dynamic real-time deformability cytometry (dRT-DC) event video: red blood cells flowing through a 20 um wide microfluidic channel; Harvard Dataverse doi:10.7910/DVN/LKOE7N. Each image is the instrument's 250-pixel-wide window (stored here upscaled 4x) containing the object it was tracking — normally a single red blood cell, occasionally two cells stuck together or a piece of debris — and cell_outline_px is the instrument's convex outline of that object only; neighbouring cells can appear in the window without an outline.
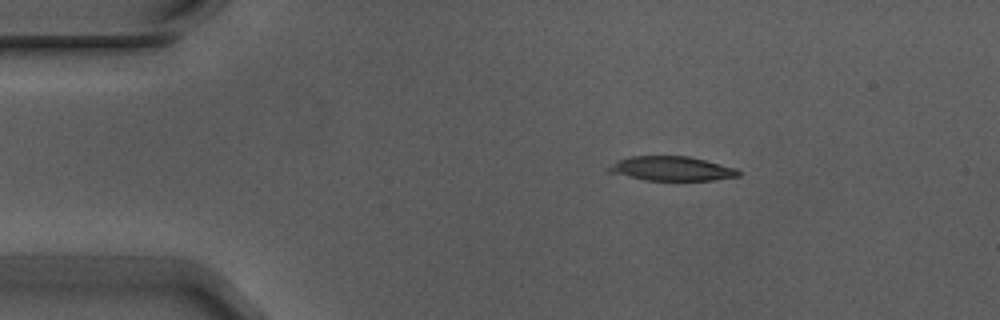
{"species": "Egyptian fruit bat (a non-hibernating species)", "species_latin": "Rousettus aegyptiacus", "temperature_condition": "warm", "stored_images_in_passage": 8, "camera_frame_rate_fps": 3000, "um_per_image_px": 0.085, "animal": {"sex": "male"}, "frame": {"image": 1, "passage_image": 1, "time_ms": 0.0, "image_size_px": [1000, 320], "cell_outline_px": [[740, 176], [712, 180], [644, 180], [608, 172], [608, 168], [620, 160], [632, 156], [688, 156], [736, 168], [740, 172]], "centroid_in_image_um": [57.11, 14.34], "position_along_channel_um": 27.9, "area_um2": 18.09}}
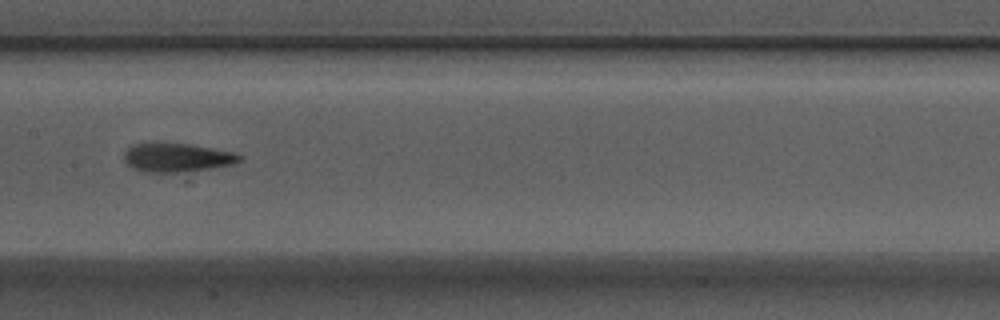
{"frame": {"image": 2, "passage_image": 6, "time_ms": 1.667, "image_size_px": [1000, 320], "cell_outline_px": [[244, 156], [240, 160], [232, 164], [208, 168], [176, 172], [144, 172], [132, 168], [124, 160], [124, 152], [128, 148], [136, 144], [188, 144], [236, 152]], "centroid_in_image_um": [15.05, 13.4], "position_along_channel_um": 192.3, "area_um2": 18.9}}
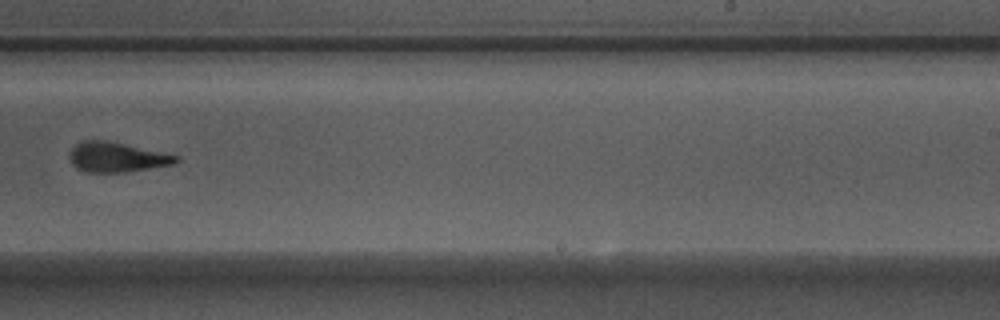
{"frame": {"image": 3, "passage_image": 8, "time_ms": 2.333, "image_size_px": [1000, 320], "cell_outline_px": [[180, 160], [176, 164], [124, 172], [84, 172], [76, 168], [72, 164], [68, 156], [72, 148], [76, 144], [84, 140], [104, 140], [124, 144], [180, 156]], "centroid_in_image_um": [9.91, 13.37], "position_along_channel_um": 279.1, "area_um2": 18.5}}